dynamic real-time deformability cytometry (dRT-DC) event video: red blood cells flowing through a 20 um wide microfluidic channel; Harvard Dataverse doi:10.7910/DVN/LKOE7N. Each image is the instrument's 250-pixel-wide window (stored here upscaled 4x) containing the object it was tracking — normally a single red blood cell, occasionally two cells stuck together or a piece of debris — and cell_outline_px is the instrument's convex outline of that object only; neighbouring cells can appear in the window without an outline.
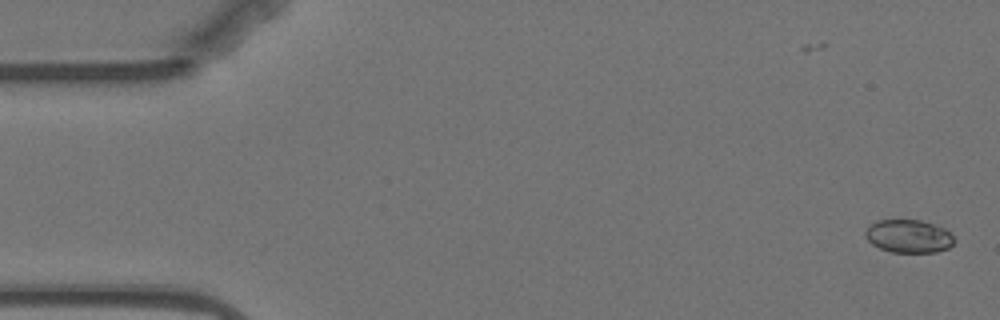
{"species": "Egyptian fruit bat (a non-hibernating species)", "species_latin": "Rousettus aegyptiacus", "temperature_condition": "warm", "stored_images_in_passage": 9, "camera_frame_rate_fps": 3000, "um_per_image_px": 0.085, "animal": {"sex": "female"}, "frame": {"image": 1, "passage_image": 1, "time_ms": 0.0, "image_size_px": [1000, 320], "cell_outline_px": [[956, 240], [948, 248], [936, 252], [892, 252], [880, 248], [872, 244], [864, 236], [864, 232], [868, 224], [876, 220], [920, 220], [944, 228]], "centroid_in_image_um": [77.19, 20.07], "position_along_channel_um": 7.8, "area_um2": 17.17}}